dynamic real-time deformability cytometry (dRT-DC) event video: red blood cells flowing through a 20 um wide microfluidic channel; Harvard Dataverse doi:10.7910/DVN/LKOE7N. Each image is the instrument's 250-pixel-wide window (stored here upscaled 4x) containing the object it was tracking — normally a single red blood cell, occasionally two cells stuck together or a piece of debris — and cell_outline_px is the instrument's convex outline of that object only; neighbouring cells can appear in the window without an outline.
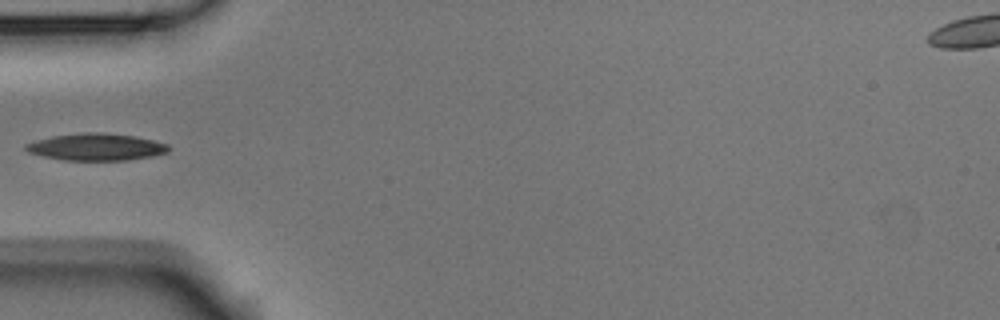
{"species": "Egyptian fruit bat (a non-hibernating species)", "species_latin": "Rousettus aegyptiacus", "temperature_condition": "room temperature", "stored_images_in_passage": 3, "camera_frame_rate_fps": 3000, "um_per_image_px": 0.085, "animal": {"sex": "male"}, "frame": {"image": 1, "passage_image": 2, "time_ms": 0.333, "image_size_px": [1000, 320], "cell_outline_px": [[172, 148], [168, 152], [152, 156], [128, 160], [64, 160], [44, 156], [28, 152], [24, 148], [24, 144], [36, 140], [52, 136], [84, 132], [100, 132], [136, 136], [168, 144]], "centroid_in_image_um": [8.19, 12.49], "position_along_channel_um": 76.8, "area_um2": 22.54}}
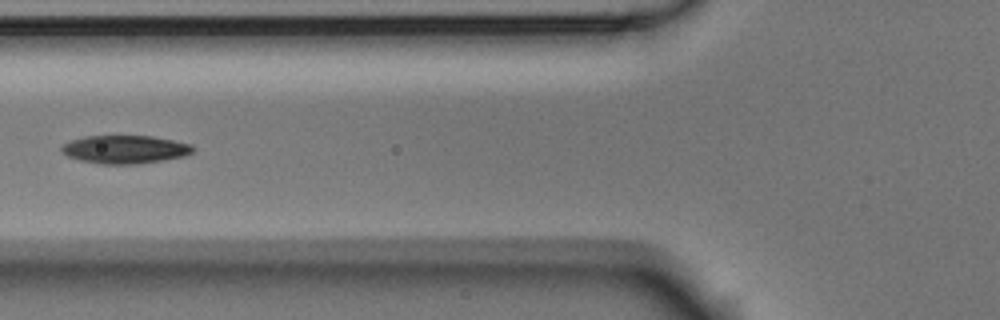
{"frame": {"image": 2, "passage_image": 3, "time_ms": 0.667, "image_size_px": [1000, 320], "cell_outline_px": [[196, 148], [192, 152], [184, 156], [164, 160], [136, 164], [100, 164], [80, 160], [68, 156], [60, 152], [60, 148], [64, 144], [72, 140], [84, 136], [152, 136], [192, 144]], "centroid_in_image_um": [10.63, 12.7], "position_along_channel_um": 115.2, "area_um2": 21.62}}